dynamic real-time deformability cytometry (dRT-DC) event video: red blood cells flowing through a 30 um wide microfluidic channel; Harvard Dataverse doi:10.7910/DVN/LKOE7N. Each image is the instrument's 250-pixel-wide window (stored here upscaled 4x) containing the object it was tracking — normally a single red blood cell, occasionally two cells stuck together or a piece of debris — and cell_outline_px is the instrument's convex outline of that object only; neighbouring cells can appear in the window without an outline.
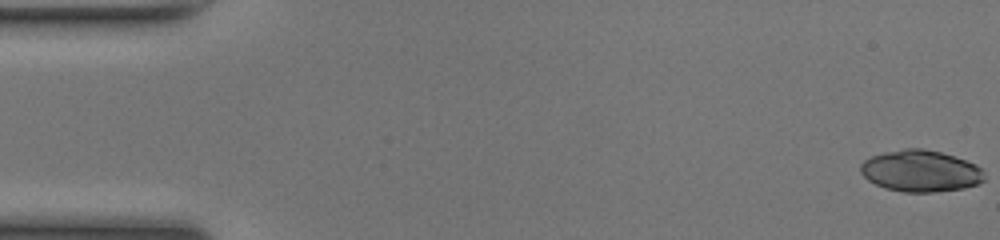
{"species": "common noctule bat (a hibernating species)", "species_latin": "Nyctalus noctula", "temperature_condition": "room temperature", "stored_images_in_passage": 48, "camera_frame_rate_fps": 3000, "um_per_image_px": 0.085, "animal": {"sex": "female", "body_mass_g": 17.0, "forearm_length_mm": 48.0}, "frame": {"image": 1, "passage_image": 1, "time_ms": 0.0, "image_size_px": [1000, 240], "cell_outline_px": [[984, 180], [976, 184], [964, 188], [936, 192], [904, 192], [884, 188], [868, 180], [860, 172], [860, 164], [864, 160], [872, 156], [884, 152], [904, 148], [924, 148], [940, 152], [976, 164], [984, 172]], "centroid_in_image_um": [78.23, 14.53], "position_along_channel_um": 6.8, "area_um2": 30.0}}